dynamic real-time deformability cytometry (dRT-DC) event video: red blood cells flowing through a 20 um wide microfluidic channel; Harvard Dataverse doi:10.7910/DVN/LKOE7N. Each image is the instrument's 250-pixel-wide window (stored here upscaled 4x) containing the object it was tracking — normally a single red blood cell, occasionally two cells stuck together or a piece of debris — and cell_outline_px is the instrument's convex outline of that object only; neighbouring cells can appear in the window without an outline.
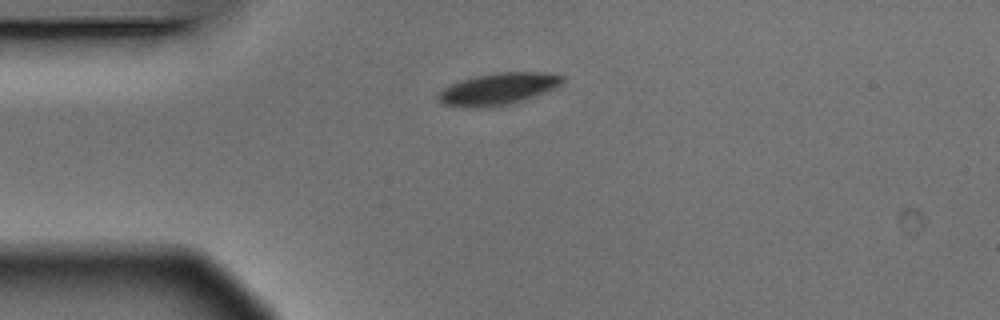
{"species": "Egyptian fruit bat (a non-hibernating species)", "species_latin": "Rousettus aegyptiacus", "temperature_condition": "warm", "stored_images_in_passage": 4, "camera_frame_rate_fps": 3000, "um_per_image_px": 0.085, "animal": {"sex": "male"}, "frame": {"image": 1, "passage_image": 1, "time_ms": 0.0, "image_size_px": [1000, 320], "cell_outline_px": [[564, 80], [556, 88], [508, 104], [480, 108], [464, 108], [444, 104], [436, 96], [444, 88], [460, 80], [476, 76], [496, 72], [548, 72], [564, 76]], "centroid_in_image_um": [42.34, 7.55], "position_along_channel_um": 42.7, "area_um2": 22.83}}
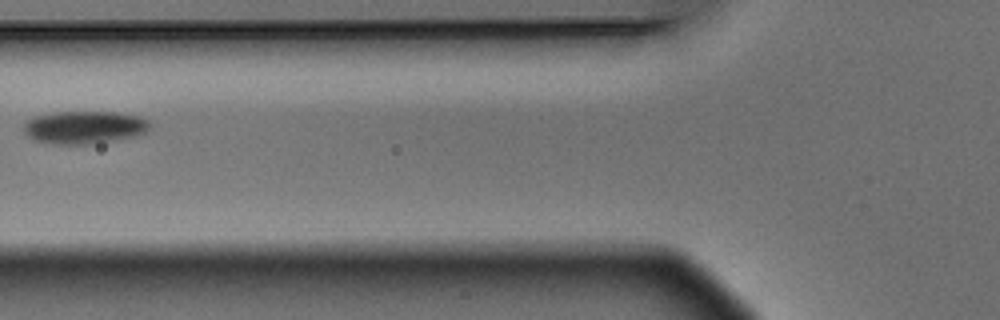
{"frame": {"image": 2, "passage_image": 3, "time_ms": 0.667, "image_size_px": [1000, 320], "cell_outline_px": [[148, 132], [136, 136], [112, 140], [84, 144], [56, 144], [36, 140], [28, 136], [24, 132], [24, 124], [28, 120], [36, 116], [52, 112], [116, 112], [140, 116], [148, 120]], "centroid_in_image_um": [7.18, 10.81], "position_along_channel_um": 118.6, "area_um2": 23.87}}
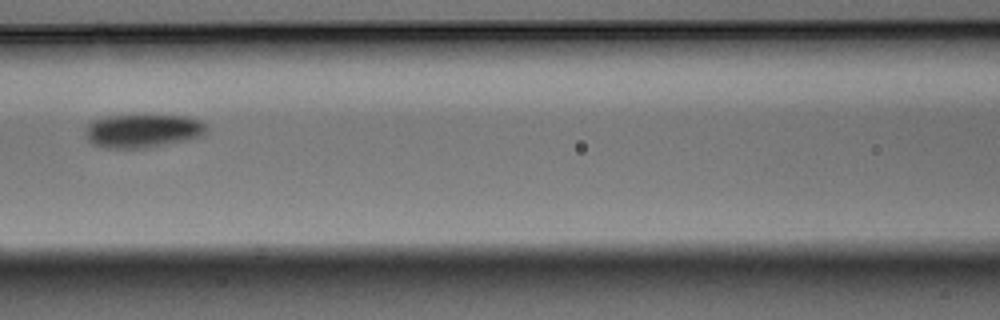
{"frame": {"image": 3, "passage_image": 4, "time_ms": 1.0, "image_size_px": [1000, 320], "cell_outline_px": [[204, 136], [188, 140], [144, 148], [104, 148], [92, 144], [88, 140], [88, 124], [92, 120], [112, 116], [144, 112], [184, 116], [200, 120], [204, 124]], "centroid_in_image_um": [12.16, 11.08], "position_along_channel_um": 154.4, "area_um2": 24.22}}